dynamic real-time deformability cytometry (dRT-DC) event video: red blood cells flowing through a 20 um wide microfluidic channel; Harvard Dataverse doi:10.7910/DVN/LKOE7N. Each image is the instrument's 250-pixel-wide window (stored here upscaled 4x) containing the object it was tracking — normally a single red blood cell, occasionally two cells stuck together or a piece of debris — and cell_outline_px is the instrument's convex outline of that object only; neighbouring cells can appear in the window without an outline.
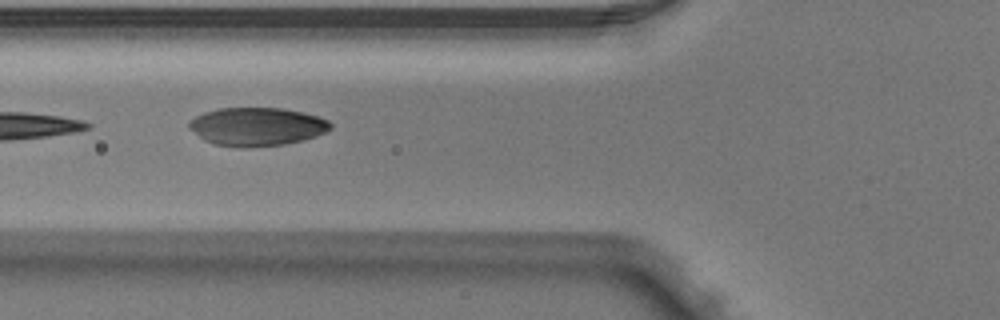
{"species": "Egyptian fruit bat (a non-hibernating species)", "species_latin": "Rousettus aegyptiacus", "temperature_condition": "warm", "stored_images_in_passage": 8, "camera_frame_rate_fps": 3000, "um_per_image_px": 0.085, "animal": {"sex": "male"}, "frame": {"image": 1, "passage_image": 6, "time_ms": 1.667, "image_size_px": [1000, 320], "cell_outline_px": [[332, 128], [316, 136], [284, 144], [216, 144], [204, 140], [188, 128], [188, 120], [204, 112], [216, 108], [284, 108], [304, 112], [328, 120], [332, 124]], "centroid_in_image_um": [21.83, 10.7], "position_along_channel_um": 104.0, "area_um2": 30.63}}
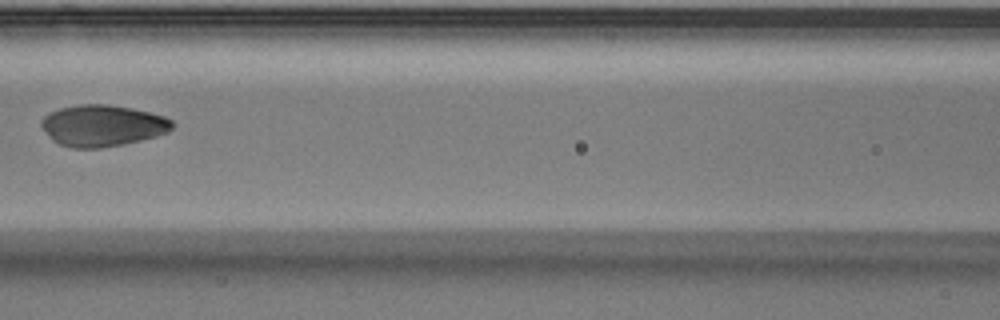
{"frame": {"image": 2, "passage_image": 7, "time_ms": 2.0, "image_size_px": [1000, 320], "cell_outline_px": [[172, 128], [168, 132], [156, 136], [124, 144], [100, 148], [72, 148], [60, 144], [52, 140], [40, 124], [40, 120], [44, 116], [60, 108], [80, 104], [108, 104], [132, 108], [164, 116], [172, 120]], "centroid_in_image_um": [8.7, 10.67], "position_along_channel_um": 157.9, "area_um2": 31.5}}
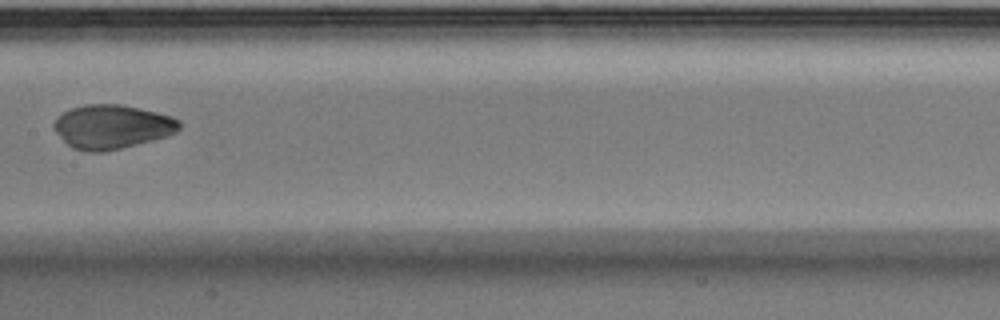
{"frame": {"image": 3, "passage_image": 8, "time_ms": 2.333, "image_size_px": [1000, 320], "cell_outline_px": [[180, 128], [176, 132], [168, 136], [104, 152], [84, 152], [72, 148], [52, 128], [52, 124], [64, 112], [72, 108], [84, 104], [120, 104], [140, 108], [172, 116], [180, 120]], "centroid_in_image_um": [9.52, 10.77], "position_along_channel_um": 197.9, "area_um2": 32.14}}